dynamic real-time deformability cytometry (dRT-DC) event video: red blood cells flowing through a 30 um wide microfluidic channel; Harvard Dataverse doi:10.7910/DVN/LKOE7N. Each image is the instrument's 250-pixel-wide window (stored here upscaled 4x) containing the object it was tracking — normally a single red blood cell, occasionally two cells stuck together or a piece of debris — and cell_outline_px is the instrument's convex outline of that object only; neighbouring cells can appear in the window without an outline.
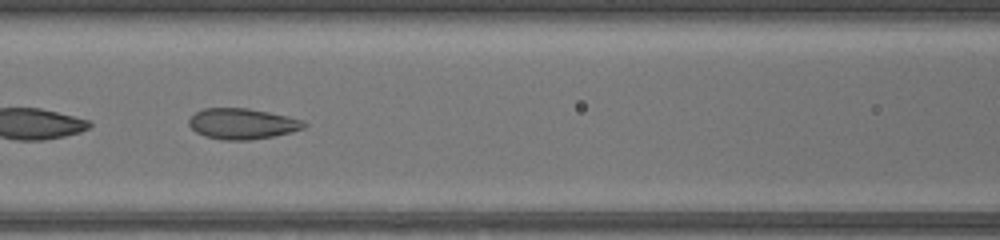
{"species": "common noctule bat (a hibernating species)", "species_latin": "Nyctalus noctula", "temperature_condition": "warm", "stored_images_in_passage": 50, "camera_frame_rate_fps": 3000, "um_per_image_px": 0.085, "animal": {"sex": "female", "body_mass_g": 17.0, "forearm_length_mm": 48.0}, "frame": {"image": 1, "passage_image": 24, "time_ms": 7.667, "image_size_px": [1000, 240], "cell_outline_px": [[308, 124], [304, 128], [292, 132], [272, 136], [248, 140], [220, 140], [204, 136], [196, 132], [188, 124], [188, 120], [196, 112], [204, 108], [248, 108], [288, 116], [304, 120]], "centroid_in_image_um": [20.6, 10.52], "position_along_channel_um": 146.0, "area_um2": 20.69}}
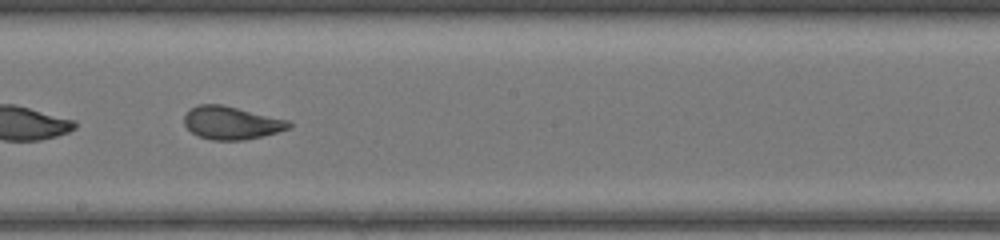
{"frame": {"image": 2, "passage_image": 30, "time_ms": 9.667, "image_size_px": [1000, 240], "cell_outline_px": [[292, 124], [288, 128], [276, 132], [244, 140], [212, 140], [200, 136], [192, 132], [184, 124], [184, 116], [192, 108], [200, 104], [220, 104], [288, 120]], "centroid_in_image_um": [19.64, 10.44], "position_along_channel_um": 228.6, "area_um2": 19.65}}
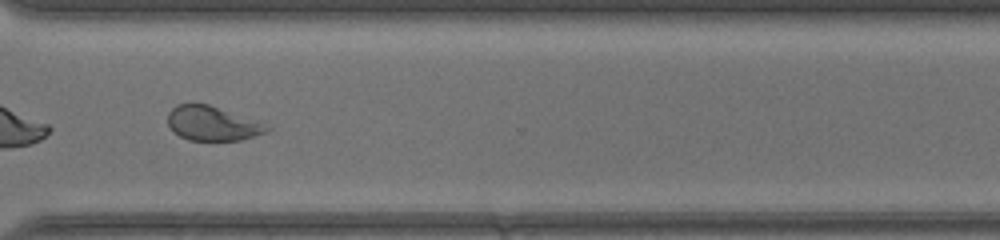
{"frame": {"image": 3, "passage_image": 39, "time_ms": 12.667, "image_size_px": [1000, 240], "cell_outline_px": [[272, 128], [268, 132], [240, 140], [188, 140], [172, 132], [168, 124], [168, 112], [176, 104], [208, 104]], "centroid_in_image_um": [17.97, 10.51], "position_along_channel_um": 352.6, "area_um2": 19.36}, "authors_computed_cell_mechanics": {"area_um2": 20.8947, "velocity_mm_per_s": 4.1389, "shape_relaxation_time_tau1_ms": null, "shape_relaxation_time_tau2_ms": 0.7886, "deformation_change_tau1": null, "deformation_change_tau2": 0.0691}}